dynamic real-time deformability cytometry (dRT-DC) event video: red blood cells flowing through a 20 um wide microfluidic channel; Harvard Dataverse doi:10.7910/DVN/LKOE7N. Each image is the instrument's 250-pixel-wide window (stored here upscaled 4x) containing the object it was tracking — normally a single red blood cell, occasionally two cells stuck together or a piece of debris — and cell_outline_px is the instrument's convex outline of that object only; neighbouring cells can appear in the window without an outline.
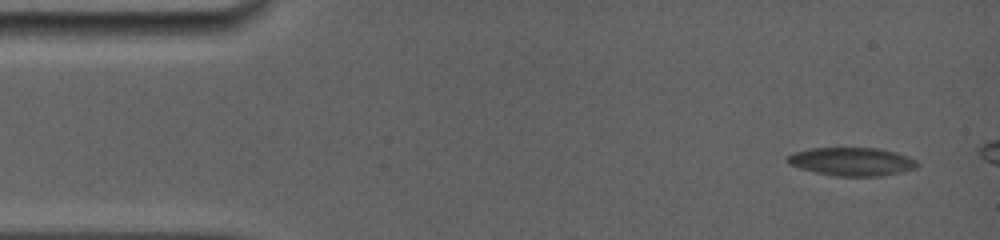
{"species": "common noctule bat (a hibernating species)", "species_latin": "Nyctalus noctula", "temperature_condition": "room temperature", "stored_images_in_passage": 8, "camera_frame_rate_fps": 5000, "um_per_image_px": 0.085, "animal": {"sex": "female", "body_mass_g": 19.0, "forearm_length_mm": 56.7}, "frame": {"image": 1, "passage_image": 1, "time_ms": 0.0, "image_size_px": [1000, 240], "cell_outline_px": [[920, 164], [916, 168], [900, 172], [880, 176], [836, 176], [816, 172], [800, 168], [788, 164], [784, 160], [788, 156], [796, 152], [812, 148], [880, 148], [896, 152], [916, 160]], "centroid_in_image_um": [72.41, 13.73], "position_along_channel_um": 12.6, "area_um2": 21.33}}
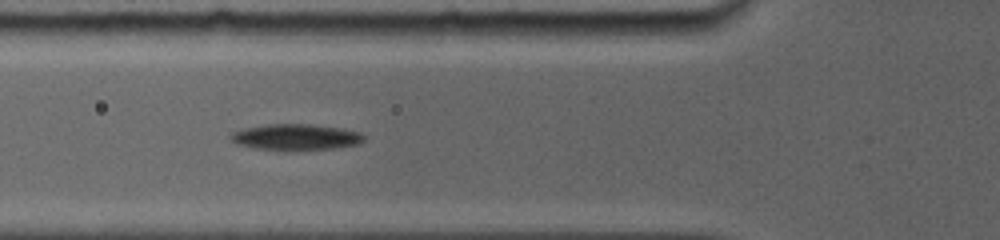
{"frame": {"image": 2, "passage_image": 7, "time_ms": 5.0, "image_size_px": [1000, 240], "cell_outline_px": [[364, 140], [360, 144], [332, 148], [288, 152], [256, 148], [236, 144], [228, 136], [232, 132], [244, 128], [268, 124], [312, 124], [344, 128], [360, 132], [364, 136]], "centroid_in_image_um": [25.15, 11.66], "position_along_channel_um": 100.7, "area_um2": 20.75}}
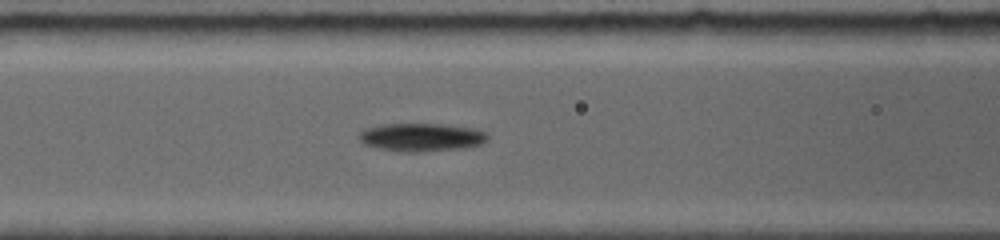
{"frame": {"image": 3, "passage_image": 8, "time_ms": 5.8, "image_size_px": [1000, 240], "cell_outline_px": [[488, 140], [480, 144], [464, 148], [420, 152], [400, 152], [380, 148], [364, 144], [356, 136], [360, 132], [368, 128], [384, 124], [440, 124], [472, 128], [488, 132]], "centroid_in_image_um": [35.83, 11.67], "position_along_channel_um": 130.8, "area_um2": 21.1}}